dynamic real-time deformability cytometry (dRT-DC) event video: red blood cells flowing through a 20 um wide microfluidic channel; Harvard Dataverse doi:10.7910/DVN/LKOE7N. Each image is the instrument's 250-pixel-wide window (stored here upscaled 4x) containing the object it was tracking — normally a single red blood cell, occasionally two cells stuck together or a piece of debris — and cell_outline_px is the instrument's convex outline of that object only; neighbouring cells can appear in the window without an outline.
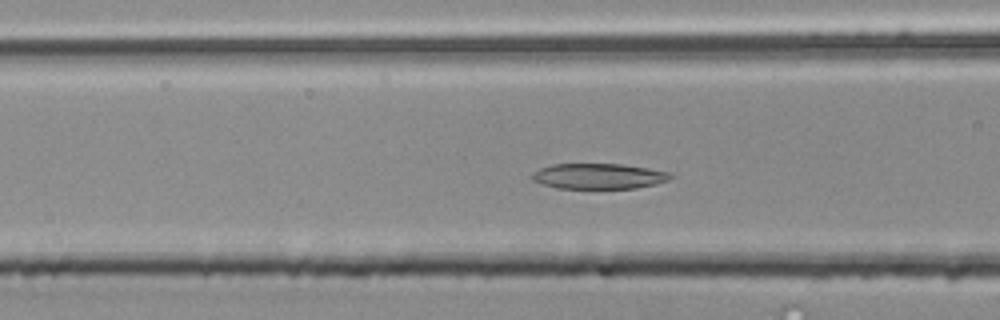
{"species": "common noctule bat (a hibernating species)", "species_latin": "Nyctalus noctula", "temperature_condition": "room temperature", "stored_images_in_passage": 30, "camera_frame_rate_fps": 3000, "um_per_image_px": 0.085, "animal": {"sex": "male", "body_mass_g": 20.4}, "frame": {"image": 1, "passage_image": 5, "time_ms": 1.333, "image_size_px": [1000, 320], "cell_outline_px": [[672, 176], [668, 180], [656, 184], [636, 188], [556, 188], [532, 180], [532, 172], [540, 168], [552, 164], [624, 164], [648, 168], [668, 172]], "centroid_in_image_um": [50.87, 14.97], "position_along_channel_um": 115.7, "area_um2": 20.46}}
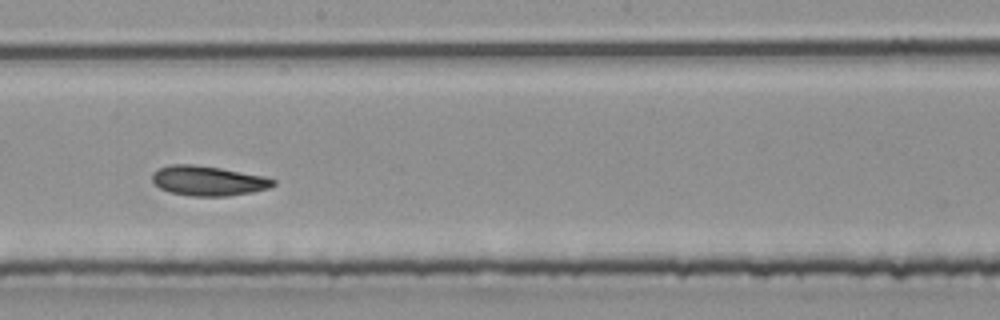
{"frame": {"image": 2, "passage_image": 14, "time_ms": 4.333, "image_size_px": [1000, 320], "cell_outline_px": [[276, 184], [268, 188], [252, 192], [228, 196], [192, 196], [168, 192], [160, 188], [152, 180], [152, 172], [168, 164], [192, 164], [220, 168], [264, 176], [276, 180]], "centroid_in_image_um": [17.68, 15.36], "position_along_channel_um": 230.5, "area_um2": 21.04}}
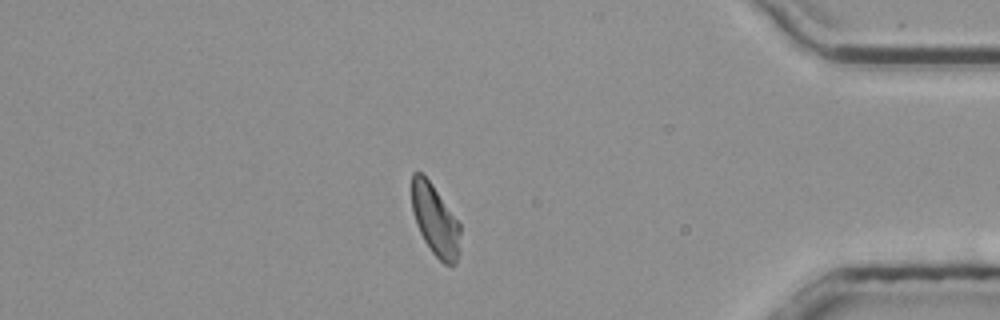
{"frame": {"image": 3, "passage_image": 30, "time_ms": 9.667, "image_size_px": [1000, 320], "cell_outline_px": [[460, 252], [456, 264], [452, 268], [444, 264], [432, 252], [424, 240], [416, 224], [412, 212], [412, 172], [420, 172], [432, 184], [460, 224]], "centroid_in_image_um": [37.01, 18.78], "position_along_channel_um": 398.2, "area_um2": 20.17}, "authors_computed_cell_mechanics": {"area_um2": 20.808, "velocity_mm_per_s": 3.8338, "shape_relaxation_time_tau1_ms": 6.1938, "shape_relaxation_time_tau2_ms": 3.2791, "deformation_change_tau1": 0.1408, "deformation_change_tau2": 0.1056}}